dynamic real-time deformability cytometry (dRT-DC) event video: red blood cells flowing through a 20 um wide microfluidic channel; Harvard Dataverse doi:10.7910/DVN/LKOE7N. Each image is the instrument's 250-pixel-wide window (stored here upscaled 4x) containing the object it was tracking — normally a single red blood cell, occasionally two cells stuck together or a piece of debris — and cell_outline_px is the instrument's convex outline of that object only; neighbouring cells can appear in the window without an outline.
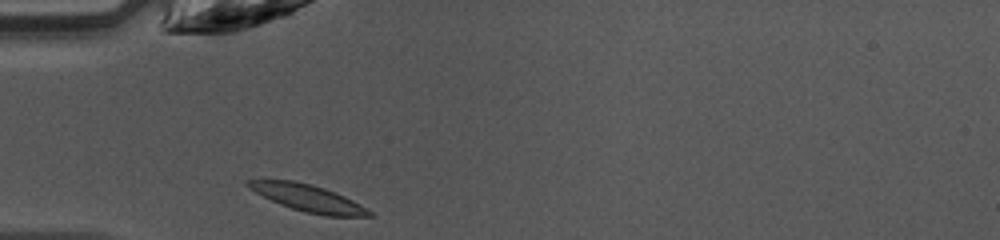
{"species": "common noctule bat (a hibernating species)", "species_latin": "Nyctalus noctula", "temperature_condition": "warm", "stored_images_in_passage": 29, "camera_frame_rate_fps": 3000, "um_per_image_px": 0.085, "animal": {"sex": "female", "body_mass_g": 10.0, "forearm_length_mm": 53.1}, "frame": {"image": 1, "passage_image": 1, "time_ms": 0.0, "image_size_px": [1000, 240], "cell_outline_px": [[376, 216], [324, 216], [304, 212], [280, 204], [248, 188], [244, 184], [244, 180], [292, 180], [312, 184], [324, 188], [344, 196], [352, 200], [372, 212]], "centroid_in_image_um": [26.16, 16.83], "position_along_channel_um": 58.8, "area_um2": 18.84}}
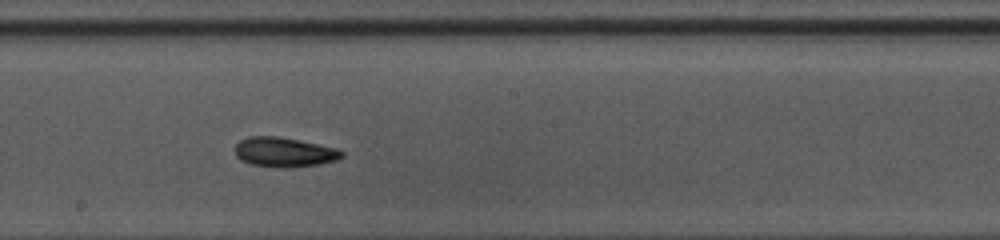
{"frame": {"image": 2, "passage_image": 13, "time_ms": 4.0, "image_size_px": [1000, 240], "cell_outline_px": [[344, 156], [336, 160], [316, 164], [288, 168], [276, 168], [252, 164], [240, 160], [236, 156], [236, 144], [240, 140], [248, 136], [276, 136], [300, 140], [340, 148], [344, 152]], "centroid_in_image_um": [24.18, 12.93], "position_along_channel_um": 224.0, "area_um2": 18.61}}
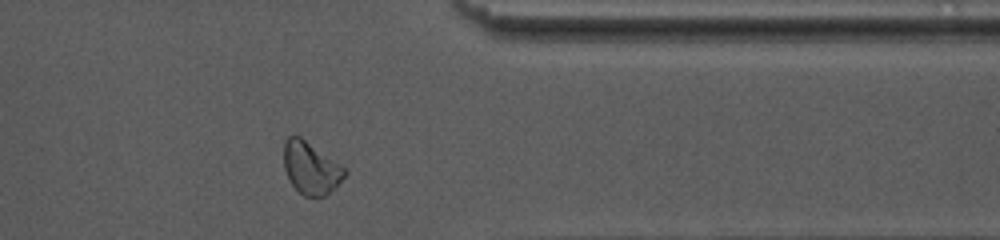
{"frame": {"image": 3, "passage_image": 25, "time_ms": 8.0, "image_size_px": [1000, 240], "cell_outline_px": [[348, 172], [324, 196], [316, 200], [304, 196], [288, 180], [284, 168], [284, 140], [288, 136], [300, 136], [344, 168]], "centroid_in_image_um": [26.37, 14.3], "position_along_channel_um": 385.0, "area_um2": 18.26}, "authors_computed_cell_mechanics": {"area_um2": 18.2648, "velocity_mm_per_s": 4.2217, "shape_relaxation_time_tau1_ms": 2.9082, "shape_relaxation_time_tau2_ms": 2.9568, "deformation_change_tau1": 0.1156, "deformation_change_tau2": 0.1121}}